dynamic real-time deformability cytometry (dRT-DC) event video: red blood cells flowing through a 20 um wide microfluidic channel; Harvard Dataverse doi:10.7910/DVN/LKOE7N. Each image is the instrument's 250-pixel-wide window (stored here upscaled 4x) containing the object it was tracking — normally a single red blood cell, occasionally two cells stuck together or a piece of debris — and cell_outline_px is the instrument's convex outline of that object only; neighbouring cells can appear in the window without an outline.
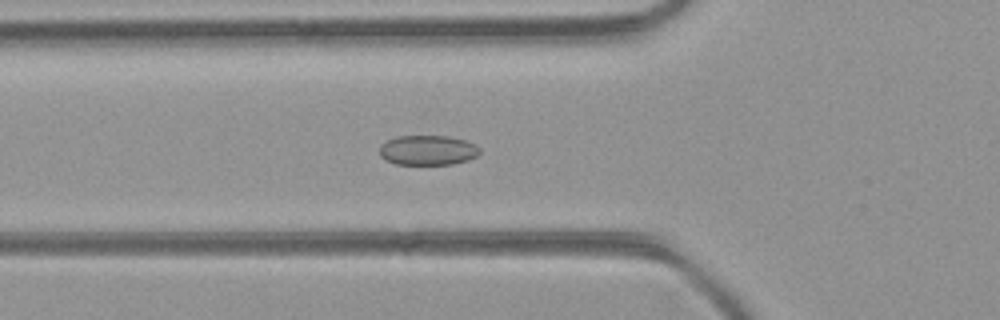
{"species": "common noctule bat (a hibernating species)", "species_latin": "Nyctalus noctula", "temperature_condition": "room temperature", "stored_images_in_passage": 46, "camera_frame_rate_fps": 3000, "um_per_image_px": 0.085, "animal": {"sex": "female", "body_mass_g": 21.9}, "frame": {"image": 1, "passage_image": 16, "time_ms": 5.0, "image_size_px": [1000, 320], "cell_outline_px": [[480, 152], [476, 156], [468, 160], [452, 164], [396, 164], [380, 156], [380, 144], [396, 136], [448, 136], [464, 140], [476, 144], [480, 148]], "centroid_in_image_um": [36.37, 12.76], "position_along_channel_um": 89.4, "area_um2": 17.4}}
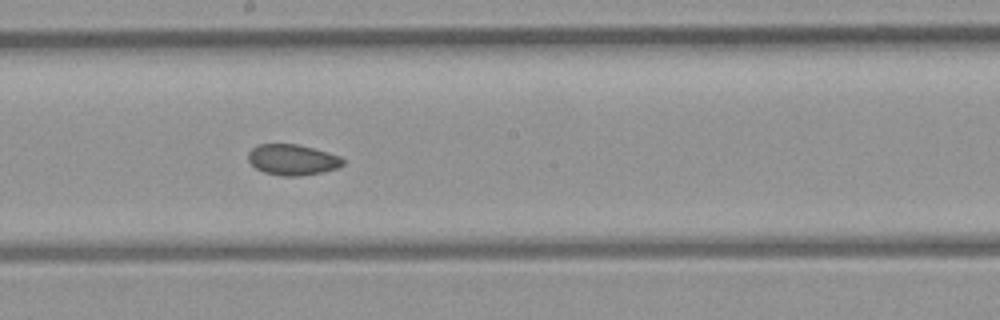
{"frame": {"image": 2, "passage_image": 25, "time_ms": 8.0, "image_size_px": [1000, 320], "cell_outline_px": [[344, 164], [336, 168], [324, 172], [300, 176], [280, 176], [264, 172], [256, 168], [248, 160], [248, 152], [256, 144], [296, 144], [328, 152], [340, 156], [344, 160]], "centroid_in_image_um": [24.85, 13.58], "position_along_channel_um": 223.3, "area_um2": 17.05}}
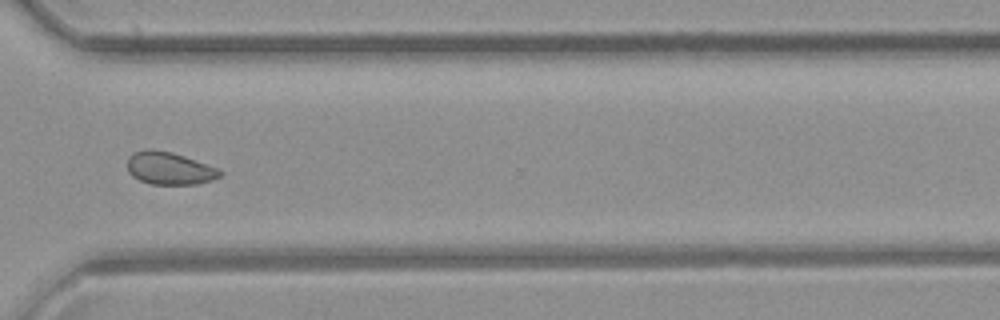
{"frame": {"image": 3, "passage_image": 34, "time_ms": 11.0, "image_size_px": [1000, 320], "cell_outline_px": [[224, 172], [220, 176], [212, 180], [196, 184], [152, 184], [140, 180], [132, 176], [128, 172], [128, 156], [144, 148], [148, 148], [172, 152], [220, 168]], "centroid_in_image_um": [14.42, 14.3], "position_along_channel_um": 356.2, "area_um2": 17.69}, "authors_computed_cell_mechanics": {"area_um2": 18.0336, "velocity_mm_per_s": 4.4445, "shape_relaxation_time_tau1_ms": null, "shape_relaxation_time_tau2_ms": 3.3869, "deformation_change_tau1": null, "deformation_change_tau2": 0.0698}}